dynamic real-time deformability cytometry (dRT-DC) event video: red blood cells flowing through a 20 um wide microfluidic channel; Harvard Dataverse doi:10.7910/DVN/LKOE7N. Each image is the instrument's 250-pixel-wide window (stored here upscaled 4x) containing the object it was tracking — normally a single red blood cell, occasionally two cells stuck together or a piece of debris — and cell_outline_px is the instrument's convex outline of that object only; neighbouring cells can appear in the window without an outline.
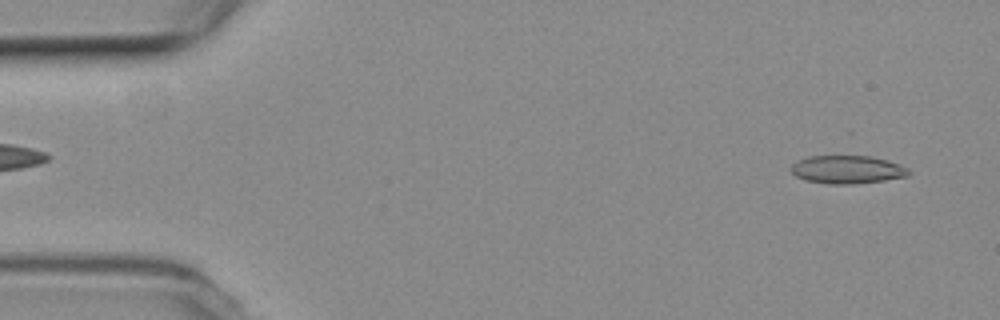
{"species": "common noctule bat (a hibernating species)", "species_latin": "Nyctalus noctula", "temperature_condition": "room temperature", "stored_images_in_passage": 49, "camera_frame_rate_fps": 3000, "um_per_image_px": 0.085, "animal": {"sex": "female", "body_mass_g": 19.3, "forearm_length_mm": 54.1}, "frame": {"image": 1, "passage_image": 3, "time_ms": 0.667, "image_size_px": [1000, 320], "cell_outline_px": [[912, 172], [908, 176], [884, 180], [852, 184], [828, 184], [804, 180], [796, 176], [792, 172], [792, 164], [808, 156], [868, 156], [888, 160], [908, 168]], "centroid_in_image_um": [72.04, 14.42], "position_along_channel_um": 13.0, "area_um2": 19.19}}
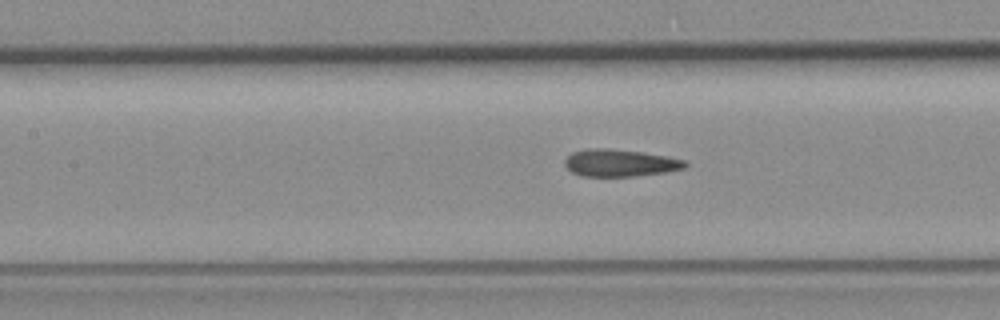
{"frame": {"image": 2, "passage_image": 23, "time_ms": 7.333, "image_size_px": [1000, 320], "cell_outline_px": [[688, 164], [684, 168], [664, 172], [632, 176], [580, 176], [572, 172], [564, 164], [564, 160], [572, 152], [588, 148], [608, 148], [640, 152], [664, 156], [684, 160]], "centroid_in_image_um": [52.64, 13.84], "position_along_channel_um": 154.8, "area_um2": 18.84}}
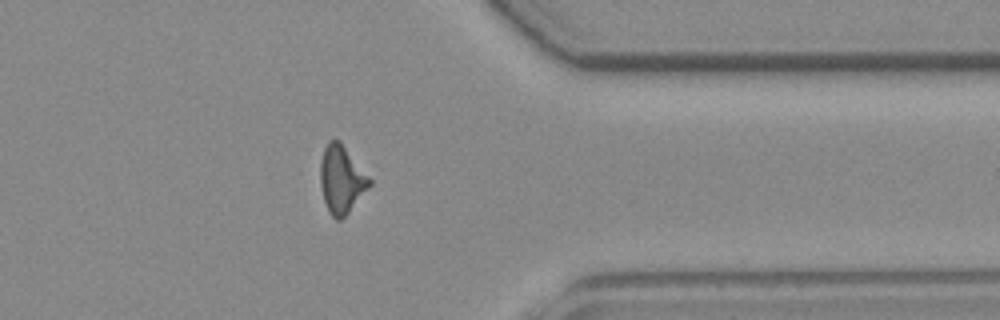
{"frame": {"image": 3, "passage_image": 42, "time_ms": 13.667, "image_size_px": [1000, 320], "cell_outline_px": [[372, 184], [348, 212], [340, 220], [336, 220], [328, 212], [324, 200], [320, 184], [320, 164], [324, 148], [328, 140], [340, 140], [372, 180]], "centroid_in_image_um": [29.02, 15.24], "position_along_channel_um": 382.4, "area_um2": 19.36}}